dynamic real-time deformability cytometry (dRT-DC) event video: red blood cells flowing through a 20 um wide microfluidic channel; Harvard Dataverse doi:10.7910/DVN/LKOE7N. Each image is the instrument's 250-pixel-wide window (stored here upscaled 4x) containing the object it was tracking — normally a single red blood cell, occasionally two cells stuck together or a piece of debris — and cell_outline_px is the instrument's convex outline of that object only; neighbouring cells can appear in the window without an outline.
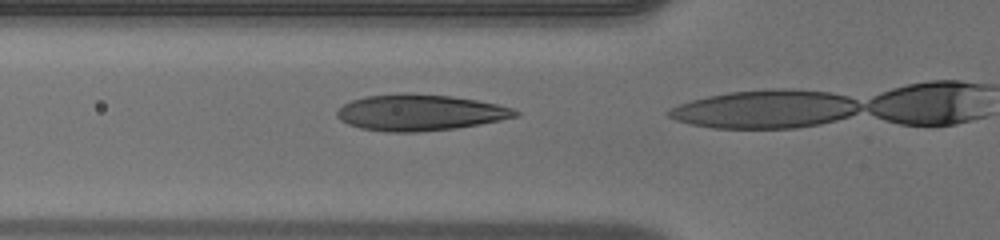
{"species": "human", "species_latin": "Homo sapiens", "temperature_condition": "warm", "stored_images_in_passage": 14, "camera_frame_rate_fps": 3000, "um_per_image_px": 0.085, "donor": {"sex": "male"}, "frame": {"image": 1, "passage_image": 13, "time_ms": 4.0, "image_size_px": [1000, 240], "cell_outline_px": [[520, 116], [480, 124], [456, 128], [416, 132], [388, 132], [360, 128], [348, 124], [340, 120], [336, 116], [336, 112], [344, 104], [352, 100], [364, 96], [404, 92], [408, 92], [452, 96], [476, 100], [496, 104], [512, 108], [520, 112]], "centroid_in_image_um": [35.68, 9.56], "position_along_channel_um": 90.1, "area_um2": 37.8}}